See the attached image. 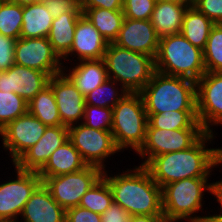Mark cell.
<instances>
[{"instance_id": "6da1fadb", "label": "cell", "mask_w": 222, "mask_h": 222, "mask_svg": "<svg viewBox=\"0 0 222 222\" xmlns=\"http://www.w3.org/2000/svg\"><path fill=\"white\" fill-rule=\"evenodd\" d=\"M214 133L206 132L186 150L155 156L144 167L161 188L185 178L210 177L214 167L222 166V147L208 148L207 145L216 138Z\"/></svg>"}, {"instance_id": "7a4b0ae2", "label": "cell", "mask_w": 222, "mask_h": 222, "mask_svg": "<svg viewBox=\"0 0 222 222\" xmlns=\"http://www.w3.org/2000/svg\"><path fill=\"white\" fill-rule=\"evenodd\" d=\"M108 170L103 171L102 177L111 188L114 203L130 215L163 214L161 187L144 166H133L118 174Z\"/></svg>"}, {"instance_id": "3957f363", "label": "cell", "mask_w": 222, "mask_h": 222, "mask_svg": "<svg viewBox=\"0 0 222 222\" xmlns=\"http://www.w3.org/2000/svg\"><path fill=\"white\" fill-rule=\"evenodd\" d=\"M147 114L166 111H197L196 82L155 71L139 92Z\"/></svg>"}, {"instance_id": "277c9868", "label": "cell", "mask_w": 222, "mask_h": 222, "mask_svg": "<svg viewBox=\"0 0 222 222\" xmlns=\"http://www.w3.org/2000/svg\"><path fill=\"white\" fill-rule=\"evenodd\" d=\"M209 179L185 178L164 185L161 188L163 214L172 222H203L206 215L196 214L200 211L204 214L203 197L206 192L211 193Z\"/></svg>"}, {"instance_id": "5b68a950", "label": "cell", "mask_w": 222, "mask_h": 222, "mask_svg": "<svg viewBox=\"0 0 222 222\" xmlns=\"http://www.w3.org/2000/svg\"><path fill=\"white\" fill-rule=\"evenodd\" d=\"M155 69L197 82L206 73L203 50L193 46L181 33L161 37Z\"/></svg>"}, {"instance_id": "8992f818", "label": "cell", "mask_w": 222, "mask_h": 222, "mask_svg": "<svg viewBox=\"0 0 222 222\" xmlns=\"http://www.w3.org/2000/svg\"><path fill=\"white\" fill-rule=\"evenodd\" d=\"M103 60L108 77L129 93H139L152 79L155 58L108 43Z\"/></svg>"}, {"instance_id": "52a82bcc", "label": "cell", "mask_w": 222, "mask_h": 222, "mask_svg": "<svg viewBox=\"0 0 222 222\" xmlns=\"http://www.w3.org/2000/svg\"><path fill=\"white\" fill-rule=\"evenodd\" d=\"M148 116L140 93H127L114 107L112 129L116 147L137 153L146 139Z\"/></svg>"}, {"instance_id": "ba28073f", "label": "cell", "mask_w": 222, "mask_h": 222, "mask_svg": "<svg viewBox=\"0 0 222 222\" xmlns=\"http://www.w3.org/2000/svg\"><path fill=\"white\" fill-rule=\"evenodd\" d=\"M68 140L79 151L87 165L106 170L104 162L111 156L121 153L116 147L111 131L90 128L83 123L68 127ZM107 159V160H106Z\"/></svg>"}, {"instance_id": "9c48e42d", "label": "cell", "mask_w": 222, "mask_h": 222, "mask_svg": "<svg viewBox=\"0 0 222 222\" xmlns=\"http://www.w3.org/2000/svg\"><path fill=\"white\" fill-rule=\"evenodd\" d=\"M205 133L203 128L157 129L148 122L145 142L136 153L142 159L140 166H145L155 156L190 148Z\"/></svg>"}, {"instance_id": "30bf717a", "label": "cell", "mask_w": 222, "mask_h": 222, "mask_svg": "<svg viewBox=\"0 0 222 222\" xmlns=\"http://www.w3.org/2000/svg\"><path fill=\"white\" fill-rule=\"evenodd\" d=\"M103 170L88 165L81 171L47 177L43 183L53 199L64 209L77 207L82 196L102 177Z\"/></svg>"}, {"instance_id": "8fae6325", "label": "cell", "mask_w": 222, "mask_h": 222, "mask_svg": "<svg viewBox=\"0 0 222 222\" xmlns=\"http://www.w3.org/2000/svg\"><path fill=\"white\" fill-rule=\"evenodd\" d=\"M13 167L16 177L0 184V219H19L26 202L43 183L38 172Z\"/></svg>"}, {"instance_id": "7c38bea8", "label": "cell", "mask_w": 222, "mask_h": 222, "mask_svg": "<svg viewBox=\"0 0 222 222\" xmlns=\"http://www.w3.org/2000/svg\"><path fill=\"white\" fill-rule=\"evenodd\" d=\"M196 99L198 121L213 133V126H222V72H206L196 82Z\"/></svg>"}, {"instance_id": "4fadbf2b", "label": "cell", "mask_w": 222, "mask_h": 222, "mask_svg": "<svg viewBox=\"0 0 222 222\" xmlns=\"http://www.w3.org/2000/svg\"><path fill=\"white\" fill-rule=\"evenodd\" d=\"M14 57L15 64L45 72L50 77L63 72L62 60L47 37L18 38Z\"/></svg>"}, {"instance_id": "5bb4252c", "label": "cell", "mask_w": 222, "mask_h": 222, "mask_svg": "<svg viewBox=\"0 0 222 222\" xmlns=\"http://www.w3.org/2000/svg\"><path fill=\"white\" fill-rule=\"evenodd\" d=\"M47 128L29 112L8 123L1 130L3 149L14 163L27 149L35 145Z\"/></svg>"}, {"instance_id": "9a60e30c", "label": "cell", "mask_w": 222, "mask_h": 222, "mask_svg": "<svg viewBox=\"0 0 222 222\" xmlns=\"http://www.w3.org/2000/svg\"><path fill=\"white\" fill-rule=\"evenodd\" d=\"M48 85L54 93L61 123L67 127L81 123L85 110V97L71 79L61 72L51 76Z\"/></svg>"}, {"instance_id": "2e32d148", "label": "cell", "mask_w": 222, "mask_h": 222, "mask_svg": "<svg viewBox=\"0 0 222 222\" xmlns=\"http://www.w3.org/2000/svg\"><path fill=\"white\" fill-rule=\"evenodd\" d=\"M68 141V127L48 126L40 140L27 149L12 165L22 171L39 172L51 154Z\"/></svg>"}, {"instance_id": "e0dca14e", "label": "cell", "mask_w": 222, "mask_h": 222, "mask_svg": "<svg viewBox=\"0 0 222 222\" xmlns=\"http://www.w3.org/2000/svg\"><path fill=\"white\" fill-rule=\"evenodd\" d=\"M49 79L45 72L14 64L7 71L0 72V91L14 92L29 102L48 86Z\"/></svg>"}, {"instance_id": "ac0fdd59", "label": "cell", "mask_w": 222, "mask_h": 222, "mask_svg": "<svg viewBox=\"0 0 222 222\" xmlns=\"http://www.w3.org/2000/svg\"><path fill=\"white\" fill-rule=\"evenodd\" d=\"M114 44L156 58L159 49V37L150 20L124 18Z\"/></svg>"}, {"instance_id": "d6986e66", "label": "cell", "mask_w": 222, "mask_h": 222, "mask_svg": "<svg viewBox=\"0 0 222 222\" xmlns=\"http://www.w3.org/2000/svg\"><path fill=\"white\" fill-rule=\"evenodd\" d=\"M107 45L108 42L102 37L90 20L82 14L76 24L71 49L61 59L63 60L62 64L64 66V62L67 60L71 63V61L102 59L106 52ZM69 56L74 59H69Z\"/></svg>"}, {"instance_id": "ffe728a7", "label": "cell", "mask_w": 222, "mask_h": 222, "mask_svg": "<svg viewBox=\"0 0 222 222\" xmlns=\"http://www.w3.org/2000/svg\"><path fill=\"white\" fill-rule=\"evenodd\" d=\"M64 210L42 183L26 202L20 222H65Z\"/></svg>"}, {"instance_id": "44dd1931", "label": "cell", "mask_w": 222, "mask_h": 222, "mask_svg": "<svg viewBox=\"0 0 222 222\" xmlns=\"http://www.w3.org/2000/svg\"><path fill=\"white\" fill-rule=\"evenodd\" d=\"M63 72L84 97L109 79L103 58L71 62L70 67L63 66Z\"/></svg>"}, {"instance_id": "7402d4cb", "label": "cell", "mask_w": 222, "mask_h": 222, "mask_svg": "<svg viewBox=\"0 0 222 222\" xmlns=\"http://www.w3.org/2000/svg\"><path fill=\"white\" fill-rule=\"evenodd\" d=\"M87 166L79 151L68 140L51 154L50 159L38 174L44 181L47 177L75 173Z\"/></svg>"}, {"instance_id": "603a6c76", "label": "cell", "mask_w": 222, "mask_h": 222, "mask_svg": "<svg viewBox=\"0 0 222 222\" xmlns=\"http://www.w3.org/2000/svg\"><path fill=\"white\" fill-rule=\"evenodd\" d=\"M175 2H162L157 0L151 16V24L159 38L179 34L187 8Z\"/></svg>"}, {"instance_id": "cb8c5ba5", "label": "cell", "mask_w": 222, "mask_h": 222, "mask_svg": "<svg viewBox=\"0 0 222 222\" xmlns=\"http://www.w3.org/2000/svg\"><path fill=\"white\" fill-rule=\"evenodd\" d=\"M83 13H65L53 19L48 40L53 51L62 59L71 49L77 21Z\"/></svg>"}, {"instance_id": "d4e9b609", "label": "cell", "mask_w": 222, "mask_h": 222, "mask_svg": "<svg viewBox=\"0 0 222 222\" xmlns=\"http://www.w3.org/2000/svg\"><path fill=\"white\" fill-rule=\"evenodd\" d=\"M53 18L43 2L23 6L20 38L48 37Z\"/></svg>"}, {"instance_id": "484cf974", "label": "cell", "mask_w": 222, "mask_h": 222, "mask_svg": "<svg viewBox=\"0 0 222 222\" xmlns=\"http://www.w3.org/2000/svg\"><path fill=\"white\" fill-rule=\"evenodd\" d=\"M215 24L194 6L187 8L182 26L181 34L193 45L201 50L205 49L211 28Z\"/></svg>"}, {"instance_id": "4316f807", "label": "cell", "mask_w": 222, "mask_h": 222, "mask_svg": "<svg viewBox=\"0 0 222 222\" xmlns=\"http://www.w3.org/2000/svg\"><path fill=\"white\" fill-rule=\"evenodd\" d=\"M83 14L108 43H114L125 18L123 10L89 8Z\"/></svg>"}, {"instance_id": "83f0119b", "label": "cell", "mask_w": 222, "mask_h": 222, "mask_svg": "<svg viewBox=\"0 0 222 222\" xmlns=\"http://www.w3.org/2000/svg\"><path fill=\"white\" fill-rule=\"evenodd\" d=\"M28 112L47 127L63 125L54 93L49 85L28 102Z\"/></svg>"}, {"instance_id": "f1b7e54d", "label": "cell", "mask_w": 222, "mask_h": 222, "mask_svg": "<svg viewBox=\"0 0 222 222\" xmlns=\"http://www.w3.org/2000/svg\"><path fill=\"white\" fill-rule=\"evenodd\" d=\"M148 122L157 129L177 130L203 128L197 118V111H166L161 114H147Z\"/></svg>"}, {"instance_id": "f546056e", "label": "cell", "mask_w": 222, "mask_h": 222, "mask_svg": "<svg viewBox=\"0 0 222 222\" xmlns=\"http://www.w3.org/2000/svg\"><path fill=\"white\" fill-rule=\"evenodd\" d=\"M127 93L119 83L109 78L85 96V104L113 108Z\"/></svg>"}, {"instance_id": "4dcf8cb0", "label": "cell", "mask_w": 222, "mask_h": 222, "mask_svg": "<svg viewBox=\"0 0 222 222\" xmlns=\"http://www.w3.org/2000/svg\"><path fill=\"white\" fill-rule=\"evenodd\" d=\"M113 202V194L108 182L101 177L81 198L79 206L103 214Z\"/></svg>"}, {"instance_id": "1f68e13d", "label": "cell", "mask_w": 222, "mask_h": 222, "mask_svg": "<svg viewBox=\"0 0 222 222\" xmlns=\"http://www.w3.org/2000/svg\"><path fill=\"white\" fill-rule=\"evenodd\" d=\"M23 6L5 0L0 1V33L13 39L20 38Z\"/></svg>"}, {"instance_id": "d6a6232c", "label": "cell", "mask_w": 222, "mask_h": 222, "mask_svg": "<svg viewBox=\"0 0 222 222\" xmlns=\"http://www.w3.org/2000/svg\"><path fill=\"white\" fill-rule=\"evenodd\" d=\"M203 59L206 72H222V24H215L211 28Z\"/></svg>"}, {"instance_id": "836d02e7", "label": "cell", "mask_w": 222, "mask_h": 222, "mask_svg": "<svg viewBox=\"0 0 222 222\" xmlns=\"http://www.w3.org/2000/svg\"><path fill=\"white\" fill-rule=\"evenodd\" d=\"M28 112V102L14 92L0 91V129Z\"/></svg>"}, {"instance_id": "e575fe53", "label": "cell", "mask_w": 222, "mask_h": 222, "mask_svg": "<svg viewBox=\"0 0 222 222\" xmlns=\"http://www.w3.org/2000/svg\"><path fill=\"white\" fill-rule=\"evenodd\" d=\"M112 116L113 108L85 104L83 120L81 123L93 129L111 131Z\"/></svg>"}, {"instance_id": "d590c367", "label": "cell", "mask_w": 222, "mask_h": 222, "mask_svg": "<svg viewBox=\"0 0 222 222\" xmlns=\"http://www.w3.org/2000/svg\"><path fill=\"white\" fill-rule=\"evenodd\" d=\"M157 0H124L125 18L132 20H150Z\"/></svg>"}, {"instance_id": "8d00e7d4", "label": "cell", "mask_w": 222, "mask_h": 222, "mask_svg": "<svg viewBox=\"0 0 222 222\" xmlns=\"http://www.w3.org/2000/svg\"><path fill=\"white\" fill-rule=\"evenodd\" d=\"M52 18H58L65 13H83L79 7V0H43Z\"/></svg>"}, {"instance_id": "74e56055", "label": "cell", "mask_w": 222, "mask_h": 222, "mask_svg": "<svg viewBox=\"0 0 222 222\" xmlns=\"http://www.w3.org/2000/svg\"><path fill=\"white\" fill-rule=\"evenodd\" d=\"M193 6L214 24H222V0H194Z\"/></svg>"}, {"instance_id": "f35d334b", "label": "cell", "mask_w": 222, "mask_h": 222, "mask_svg": "<svg viewBox=\"0 0 222 222\" xmlns=\"http://www.w3.org/2000/svg\"><path fill=\"white\" fill-rule=\"evenodd\" d=\"M15 42L16 39L0 33V72L7 71L15 64Z\"/></svg>"}, {"instance_id": "ab89813d", "label": "cell", "mask_w": 222, "mask_h": 222, "mask_svg": "<svg viewBox=\"0 0 222 222\" xmlns=\"http://www.w3.org/2000/svg\"><path fill=\"white\" fill-rule=\"evenodd\" d=\"M65 222H102L101 215L81 206L66 210Z\"/></svg>"}, {"instance_id": "60d3db41", "label": "cell", "mask_w": 222, "mask_h": 222, "mask_svg": "<svg viewBox=\"0 0 222 222\" xmlns=\"http://www.w3.org/2000/svg\"><path fill=\"white\" fill-rule=\"evenodd\" d=\"M124 0H79V7L84 13L89 8L123 10Z\"/></svg>"}, {"instance_id": "b9f144b4", "label": "cell", "mask_w": 222, "mask_h": 222, "mask_svg": "<svg viewBox=\"0 0 222 222\" xmlns=\"http://www.w3.org/2000/svg\"><path fill=\"white\" fill-rule=\"evenodd\" d=\"M130 214L121 206L112 202L109 208L101 214L102 222H129Z\"/></svg>"}, {"instance_id": "7bdbcfd3", "label": "cell", "mask_w": 222, "mask_h": 222, "mask_svg": "<svg viewBox=\"0 0 222 222\" xmlns=\"http://www.w3.org/2000/svg\"><path fill=\"white\" fill-rule=\"evenodd\" d=\"M129 222H172L164 214L131 215Z\"/></svg>"}, {"instance_id": "ee69618b", "label": "cell", "mask_w": 222, "mask_h": 222, "mask_svg": "<svg viewBox=\"0 0 222 222\" xmlns=\"http://www.w3.org/2000/svg\"><path fill=\"white\" fill-rule=\"evenodd\" d=\"M211 195L216 198V202L219 203L220 209L218 211L222 214V178L216 182H211Z\"/></svg>"}, {"instance_id": "f6af8a7d", "label": "cell", "mask_w": 222, "mask_h": 222, "mask_svg": "<svg viewBox=\"0 0 222 222\" xmlns=\"http://www.w3.org/2000/svg\"><path fill=\"white\" fill-rule=\"evenodd\" d=\"M208 212V214L206 215V217L204 218L203 222H222V214L221 213H217V214H210Z\"/></svg>"}, {"instance_id": "bcb514c9", "label": "cell", "mask_w": 222, "mask_h": 222, "mask_svg": "<svg viewBox=\"0 0 222 222\" xmlns=\"http://www.w3.org/2000/svg\"><path fill=\"white\" fill-rule=\"evenodd\" d=\"M11 3H15L21 6H25V5H30V4H34V3H40L43 0H5Z\"/></svg>"}, {"instance_id": "7dc6e473", "label": "cell", "mask_w": 222, "mask_h": 222, "mask_svg": "<svg viewBox=\"0 0 222 222\" xmlns=\"http://www.w3.org/2000/svg\"><path fill=\"white\" fill-rule=\"evenodd\" d=\"M162 2H175L181 5L193 6L194 0H159Z\"/></svg>"}, {"instance_id": "c3c4849f", "label": "cell", "mask_w": 222, "mask_h": 222, "mask_svg": "<svg viewBox=\"0 0 222 222\" xmlns=\"http://www.w3.org/2000/svg\"><path fill=\"white\" fill-rule=\"evenodd\" d=\"M0 222H19V219H0Z\"/></svg>"}]
</instances>
